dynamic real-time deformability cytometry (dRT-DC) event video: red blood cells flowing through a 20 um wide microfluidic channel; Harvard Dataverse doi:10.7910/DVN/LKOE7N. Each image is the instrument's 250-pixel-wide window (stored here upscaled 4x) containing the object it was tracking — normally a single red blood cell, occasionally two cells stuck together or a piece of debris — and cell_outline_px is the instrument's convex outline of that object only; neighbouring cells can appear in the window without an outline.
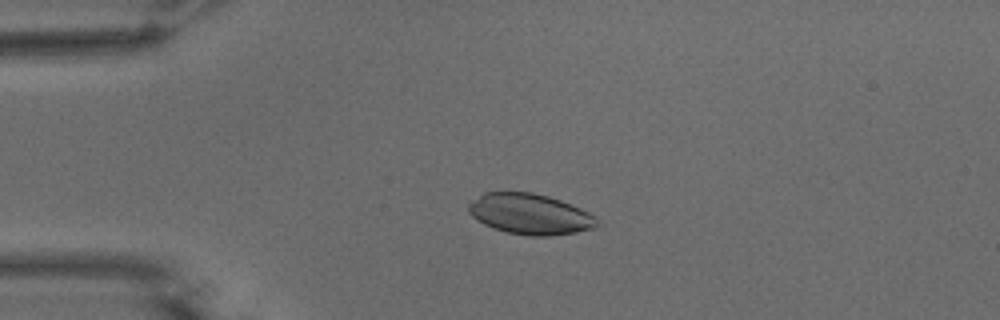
{"species": "common noctule bat (a hibernating species)", "species_latin": "Nyctalus noctula", "temperature_condition": "warm", "stored_images_in_passage": 55, "camera_frame_rate_fps": 3000, "um_per_image_px": 0.085, "animal": {"sex": "male", "body_mass_g": 15.6}, "frame": {"image": 1, "passage_image": 13, "time_ms": 4.0, "image_size_px": [1000, 320], "cell_outline_px": [[600, 224], [596, 228], [576, 232], [552, 236], [532, 236], [508, 232], [484, 224], [476, 220], [468, 212], [468, 204], [484, 192], [532, 192], [548, 196], [560, 200], [580, 208], [588, 212]], "centroid_in_image_um": [45.05, 18.19], "position_along_channel_um": 40.0, "area_um2": 30.29}}
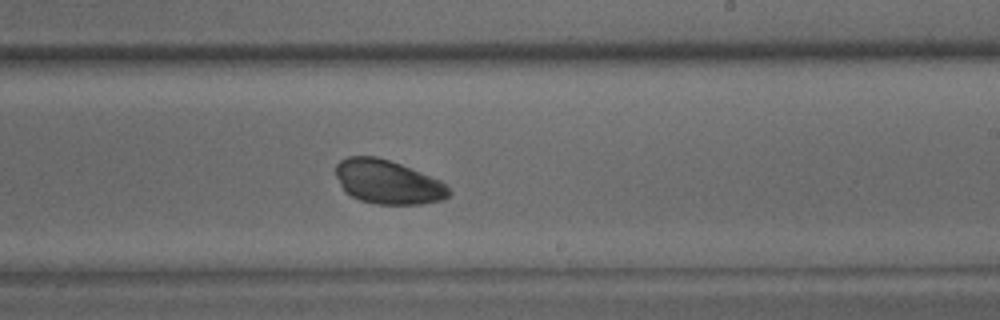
{"frame": {"image": 2, "passage_image": 33, "time_ms": 10.667, "image_size_px": [1000, 320], "cell_outline_px": [[452, 192], [444, 200], [420, 204], [376, 204], [360, 200], [344, 192], [336, 176], [336, 164], [340, 160], [348, 156], [376, 156], [400, 164], [440, 180]], "centroid_in_image_um": [32.95, 15.47], "position_along_channel_um": 256.1, "area_um2": 28.9}}
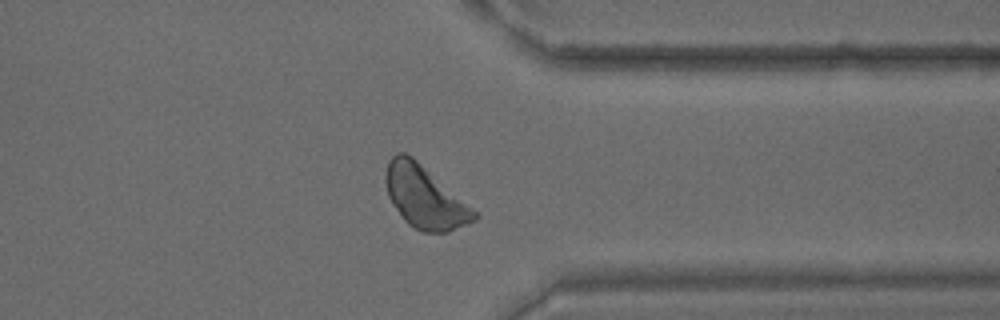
{"frame": {"image": 3, "passage_image": 43, "time_ms": 14.0, "image_size_px": [1000, 320], "cell_outline_px": [[480, 216], [476, 220], [468, 224], [448, 232], [420, 232], [408, 224], [404, 220], [388, 196], [384, 180], [384, 176], [388, 160], [396, 152], [404, 152], [412, 156], [472, 208]], "centroid_in_image_um": [36.07, 16.75], "position_along_channel_um": 375.3, "area_um2": 31.96}}